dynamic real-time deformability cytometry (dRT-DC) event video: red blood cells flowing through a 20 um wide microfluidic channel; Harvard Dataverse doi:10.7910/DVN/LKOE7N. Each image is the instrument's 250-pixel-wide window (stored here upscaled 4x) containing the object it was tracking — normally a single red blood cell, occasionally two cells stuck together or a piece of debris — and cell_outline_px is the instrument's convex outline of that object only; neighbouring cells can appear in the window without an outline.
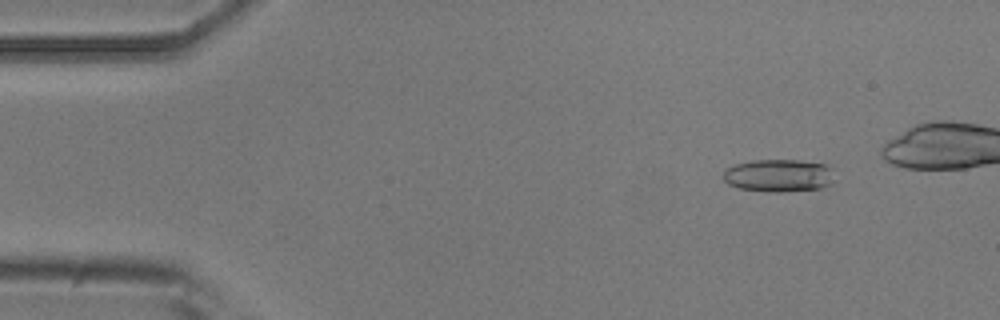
{"species": "common noctule bat (a hibernating species)", "species_latin": "Nyctalus noctula", "temperature_condition": "room temperature", "stored_images_in_passage": 48, "camera_frame_rate_fps": 3000, "um_per_image_px": 0.085, "animal": {"sex": "male", "body_mass_g": 20.5, "forearm_length_mm": 52.5}, "frame": {"image": 1, "passage_image": 6, "time_ms": 1.667, "image_size_px": [1000, 320], "cell_outline_px": [[832, 184], [820, 188], [780, 192], [768, 192], [740, 188], [728, 184], [724, 180], [724, 172], [728, 168], [736, 164], [752, 160], [800, 160], [828, 164], [832, 168]], "centroid_in_image_um": [66.22, 14.91], "position_along_channel_um": 18.8, "area_um2": 21.21}}
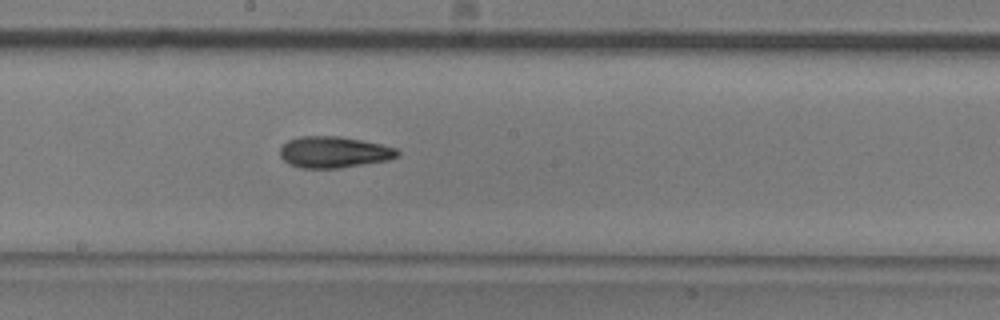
{"frame": {"image": 2, "passage_image": 29, "time_ms": 9.333, "image_size_px": [1000, 320], "cell_outline_px": [[400, 152], [396, 156], [388, 160], [340, 168], [300, 168], [288, 164], [280, 156], [280, 148], [288, 140], [300, 136], [340, 136], [380, 144], [396, 148]], "centroid_in_image_um": [28.35, 12.93], "position_along_channel_um": 219.9, "area_um2": 21.39}}
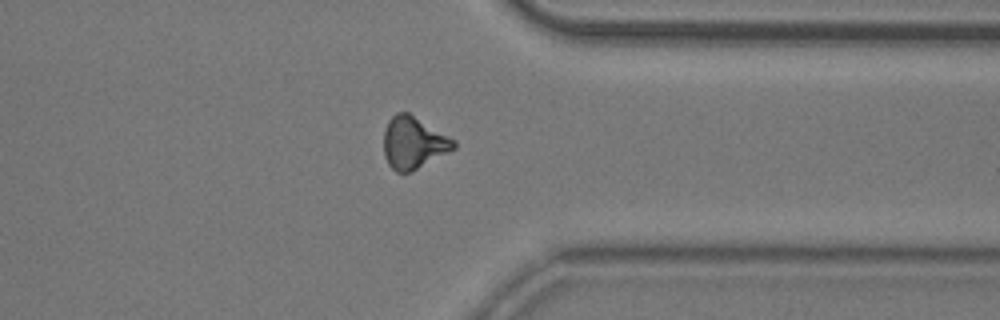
{"frame": {"image": 3, "passage_image": 42, "time_ms": 13.667, "image_size_px": [1000, 320], "cell_outline_px": [[456, 148], [412, 172], [396, 172], [388, 164], [384, 156], [384, 128], [388, 120], [396, 112], [408, 112], [456, 140]], "centroid_in_image_um": [35.14, 12.14], "position_along_channel_um": 376.3, "area_um2": 21.39}, "authors_computed_cell_mechanics": {"area_um2": 20.7502, "velocity_mm_per_s": 3.7257, "shape_relaxation_time_tau1_ms": 4.5599, "shape_relaxation_time_tau2_ms": 3.3032, "deformation_change_tau1": 0.1565, "deformation_change_tau2": 0.1222}}